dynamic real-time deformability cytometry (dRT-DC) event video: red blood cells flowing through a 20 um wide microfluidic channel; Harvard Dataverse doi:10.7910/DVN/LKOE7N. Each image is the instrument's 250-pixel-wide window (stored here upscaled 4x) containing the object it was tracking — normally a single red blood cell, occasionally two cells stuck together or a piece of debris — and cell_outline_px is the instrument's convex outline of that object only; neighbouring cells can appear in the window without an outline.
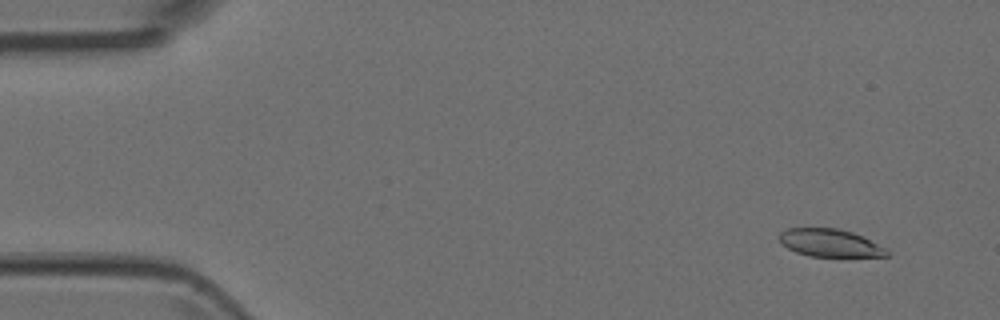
{"species": "Egyptian fruit bat (a non-hibernating species)", "species_latin": "Rousettus aegyptiacus", "temperature_condition": "room temperature", "stored_images_in_passage": 6, "camera_frame_rate_fps": 3000, "um_per_image_px": 0.085, "animal": {"sex": "female"}, "frame": {"image": 1, "passage_image": 1, "time_ms": 0.0, "image_size_px": [1000, 320], "cell_outline_px": [[888, 256], [808, 256], [796, 252], [780, 244], [780, 232], [788, 228], [836, 228], [852, 232], [884, 248], [888, 252]], "centroid_in_image_um": [70.47, 20.64], "position_along_channel_um": 14.5, "area_um2": 16.99}}
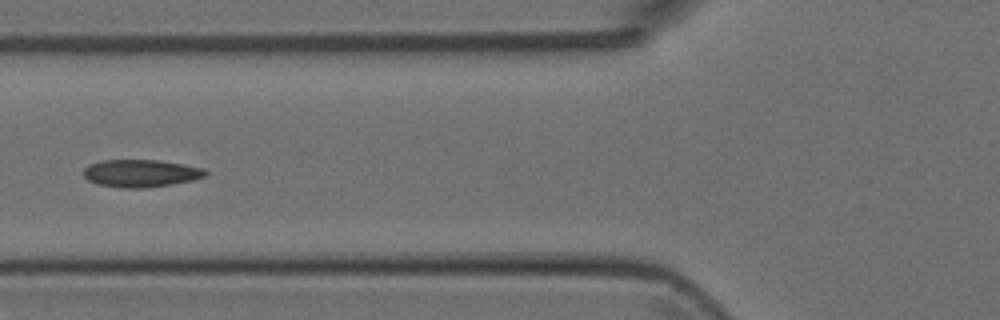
{"frame": {"image": 2, "passage_image": 5, "time_ms": 1.333, "image_size_px": [1000, 320], "cell_outline_px": [[208, 176], [192, 180], [172, 184], [144, 188], [124, 188], [100, 184], [88, 180], [84, 176], [84, 168], [88, 164], [100, 160], [160, 160], [184, 164], [204, 168], [208, 172]], "centroid_in_image_um": [12.0, 14.72], "position_along_channel_um": 113.8, "area_um2": 19.65}}
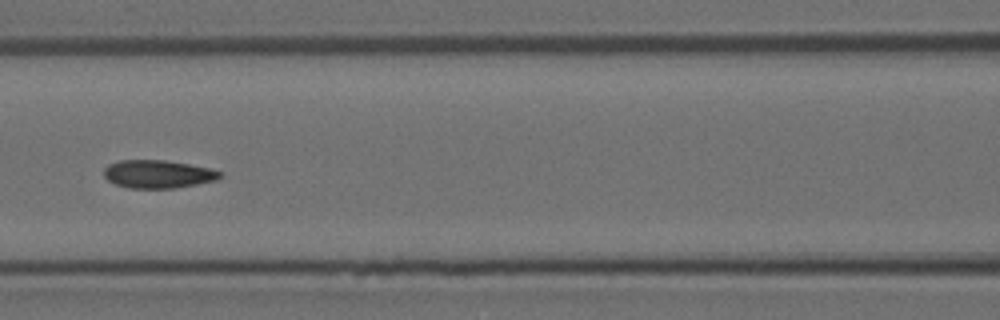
{"frame": {"image": 3, "passage_image": 6, "time_ms": 1.667, "image_size_px": [1000, 320], "cell_outline_px": [[224, 176], [216, 180], [176, 188], [128, 188], [116, 184], [108, 180], [104, 176], [104, 168], [108, 164], [120, 160], [164, 160], [212, 168], [224, 172]], "centroid_in_image_um": [13.46, 14.79], "position_along_channel_um": 153.1, "area_um2": 19.13}}